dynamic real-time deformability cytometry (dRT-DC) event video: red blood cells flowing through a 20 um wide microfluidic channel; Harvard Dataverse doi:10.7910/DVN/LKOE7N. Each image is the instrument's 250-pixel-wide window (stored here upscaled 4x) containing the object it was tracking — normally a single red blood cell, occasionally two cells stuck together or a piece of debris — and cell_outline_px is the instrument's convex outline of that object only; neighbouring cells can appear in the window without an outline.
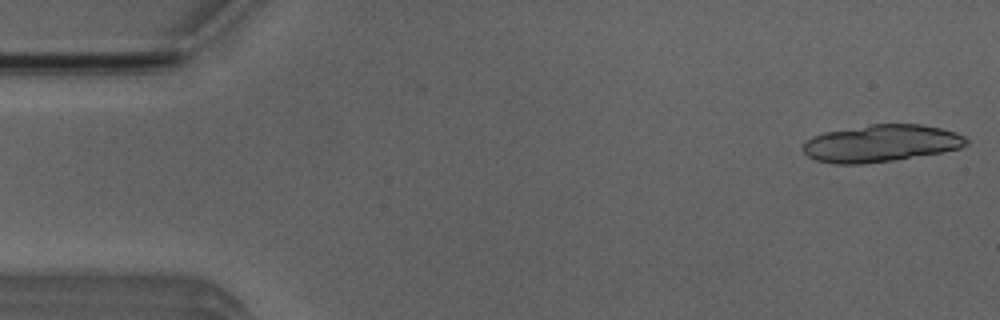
{"species": "Egyptian fruit bat (a non-hibernating species)", "species_latin": "Rousettus aegyptiacus", "temperature_condition": "room temperature", "stored_images_in_passage": 4, "camera_frame_rate_fps": 3000, "um_per_image_px": 0.085, "animal": {"sex": "male"}, "frame": {"image": 1, "passage_image": 1, "time_ms": 0.0, "image_size_px": [1000, 320], "cell_outline_px": [[972, 140], [968, 144], [960, 148], [940, 152], [892, 160], [864, 164], [836, 164], [816, 160], [808, 156], [804, 152], [804, 144], [812, 136], [824, 132], [872, 124], [920, 124], [940, 128], [956, 132]], "centroid_in_image_um": [74.91, 12.18], "position_along_channel_um": 10.1, "area_um2": 35.2}}